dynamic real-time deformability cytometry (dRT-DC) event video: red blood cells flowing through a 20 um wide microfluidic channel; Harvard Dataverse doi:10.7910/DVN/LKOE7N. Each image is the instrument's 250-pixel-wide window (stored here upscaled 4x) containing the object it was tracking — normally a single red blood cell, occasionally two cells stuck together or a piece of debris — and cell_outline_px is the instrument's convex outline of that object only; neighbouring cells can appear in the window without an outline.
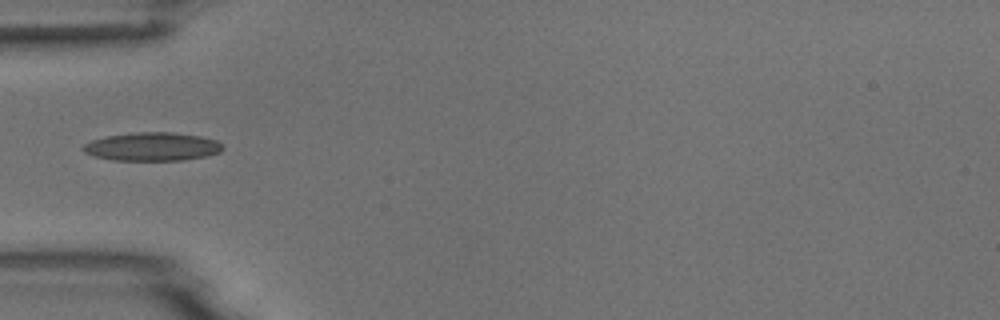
{"species": "common noctule bat (a hibernating species)", "species_latin": "Nyctalus noctula", "temperature_condition": "room temperature", "stored_images_in_passage": 6, "camera_frame_rate_fps": 3000, "um_per_image_px": 0.085, "animal": {"sex": "male", "body_mass_g": 18.8}, "frame": {"image": 1, "passage_image": 1, "time_ms": 0.0, "image_size_px": [1000, 320], "cell_outline_px": [[224, 148], [220, 152], [208, 156], [184, 160], [112, 160], [96, 156], [84, 152], [80, 148], [84, 144], [92, 140], [108, 136], [136, 132], [172, 132], [200, 136], [216, 140], [224, 144]], "centroid_in_image_um": [12.98, 12.46], "position_along_channel_um": 72.0, "area_um2": 23.18}}